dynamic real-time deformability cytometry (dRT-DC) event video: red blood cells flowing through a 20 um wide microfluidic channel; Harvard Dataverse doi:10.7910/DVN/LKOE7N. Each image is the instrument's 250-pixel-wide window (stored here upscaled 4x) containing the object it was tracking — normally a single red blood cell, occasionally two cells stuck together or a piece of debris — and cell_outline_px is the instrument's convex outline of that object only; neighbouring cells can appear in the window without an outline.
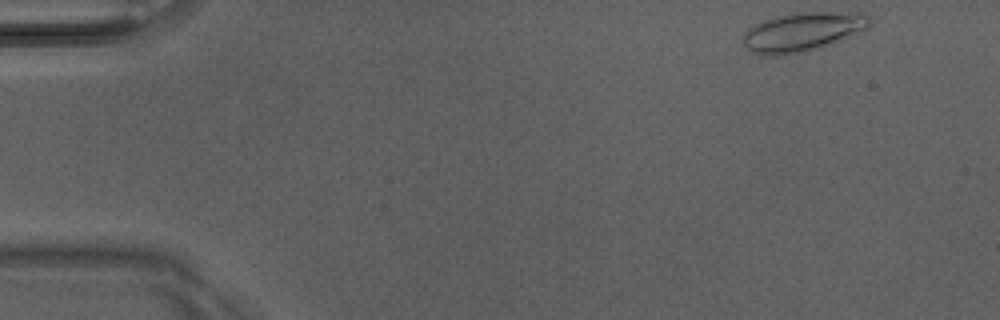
{"species": "Egyptian fruit bat (a non-hibernating species)", "species_latin": "Rousettus aegyptiacus", "temperature_condition": "room temperature", "stored_images_in_passage": 47, "camera_frame_rate_fps": 3000, "um_per_image_px": 0.085, "animal": {"sex": "male"}, "frame": {"image": 1, "passage_image": 1, "time_ms": 0.0, "image_size_px": [1000, 320], "cell_outline_px": [[868, 28], [864, 32], [800, 52], [776, 56], [764, 56], [752, 52], [744, 44], [744, 32], [748, 28], [764, 20], [792, 12], [860, 12], [868, 16]], "centroid_in_image_um": [68.21, 2.69], "position_along_channel_um": 16.8, "area_um2": 28.38}}
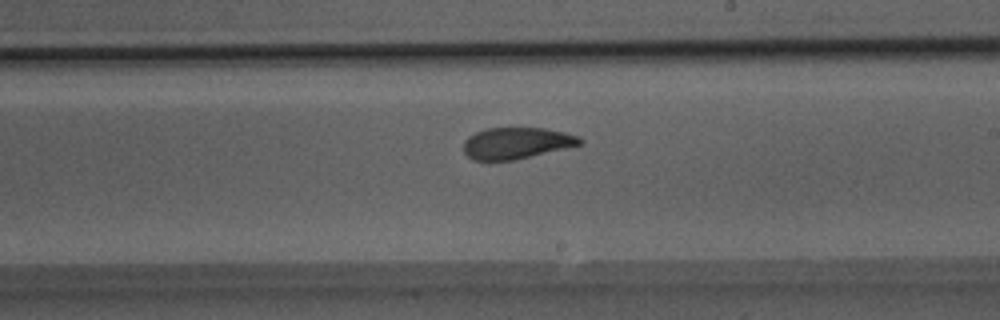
{"frame": {"image": 2, "passage_image": 26, "time_ms": 8.333, "image_size_px": [1000, 320], "cell_outline_px": [[584, 144], [568, 148], [512, 160], [472, 160], [464, 152], [464, 140], [468, 136], [476, 132], [488, 128], [544, 128], [564, 132], [576, 136], [584, 140]], "centroid_in_image_um": [43.91, 12.16], "position_along_channel_um": 245.1, "area_um2": 21.27}}
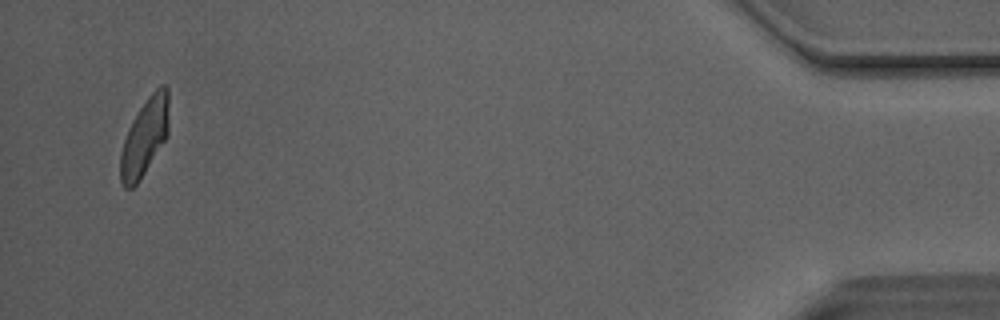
{"frame": {"image": 3, "passage_image": 45, "time_ms": 14.667, "image_size_px": [1000, 320], "cell_outline_px": [[168, 132], [164, 140], [140, 180], [132, 188], [124, 188], [120, 180], [120, 152], [128, 128], [132, 120], [148, 96], [160, 84], [164, 84], [168, 88]], "centroid_in_image_um": [12.28, 11.64], "position_along_channel_um": 422.9, "area_um2": 21.62}, "authors_computed_cell_mechanics": {"area_um2": 22.5998, "velocity_mm_per_s": 4.1035, "shape_relaxation_time_tau1_ms": 4.0388, "shape_relaxation_time_tau2_ms": 1.7992, "deformation_change_tau1": 0.1591, "deformation_change_tau2": 0.0892}}